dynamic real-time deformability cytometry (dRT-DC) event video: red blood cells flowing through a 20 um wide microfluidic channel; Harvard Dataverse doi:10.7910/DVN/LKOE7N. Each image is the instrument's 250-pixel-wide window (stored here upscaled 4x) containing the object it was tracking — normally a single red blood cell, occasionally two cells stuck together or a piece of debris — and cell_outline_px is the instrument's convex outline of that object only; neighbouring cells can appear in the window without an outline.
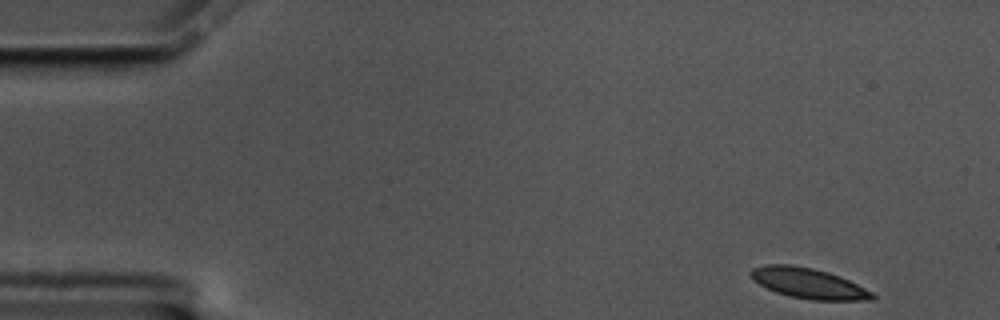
{"species": "common noctule bat (a hibernating species)", "species_latin": "Nyctalus noctula", "temperature_condition": "cold", "stored_images_in_passage": 54, "camera_frame_rate_fps": 3000, "um_per_image_px": 0.085, "animal": {"sex": "male", "body_mass_g": 17.5, "forearm_length_mm": 52.3}, "frame": {"image": 1, "passage_image": 1, "time_ms": 0.0, "image_size_px": [1000, 320], "cell_outline_px": [[876, 296], [852, 300], [820, 300], [792, 296], [768, 288], [760, 284], [752, 276], [752, 272], [756, 268], [808, 268], [824, 272], [848, 280], [856, 284]], "centroid_in_image_um": [68.8, 24.15], "position_along_channel_um": 16.2, "area_um2": 18.9}}
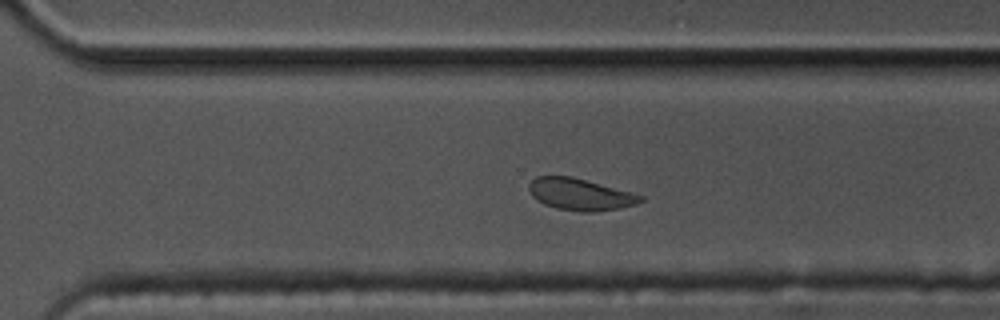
{"frame": {"image": 2, "passage_image": 36, "time_ms": 11.667, "image_size_px": [1000, 320], "cell_outline_px": [[640, 200], [632, 204], [612, 208], [560, 208], [548, 204], [540, 200], [532, 192], [532, 180], [540, 176], [568, 176], [584, 180], [640, 196]], "centroid_in_image_um": [49.23, 16.45], "position_along_channel_um": 321.4, "area_um2": 17.92}}
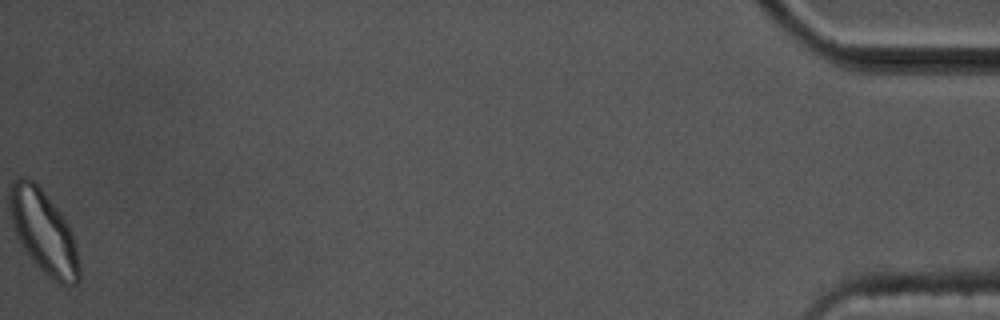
{"frame": {"image": 3, "passage_image": 54, "time_ms": 17.667, "image_size_px": [1000, 320], "cell_outline_px": [[76, 280], [48, 272], [36, 260], [24, 244], [16, 228], [12, 212], [12, 188], [20, 180], [32, 180], [36, 184], [60, 216], [68, 228], [72, 240], [76, 256]], "centroid_in_image_um": [3.66, 19.55], "position_along_channel_um": 431.5, "area_um2": 27.8}, "authors_computed_cell_mechanics": {"area_um2": 19.2763, "velocity_mm_per_s": 3.4915, "shape_relaxation_time_tau1_ms": 3.5477, "shape_relaxation_time_tau2_ms": 2.0105, "deformation_change_tau1": 0.107, "deformation_change_tau2": 0.0636}}